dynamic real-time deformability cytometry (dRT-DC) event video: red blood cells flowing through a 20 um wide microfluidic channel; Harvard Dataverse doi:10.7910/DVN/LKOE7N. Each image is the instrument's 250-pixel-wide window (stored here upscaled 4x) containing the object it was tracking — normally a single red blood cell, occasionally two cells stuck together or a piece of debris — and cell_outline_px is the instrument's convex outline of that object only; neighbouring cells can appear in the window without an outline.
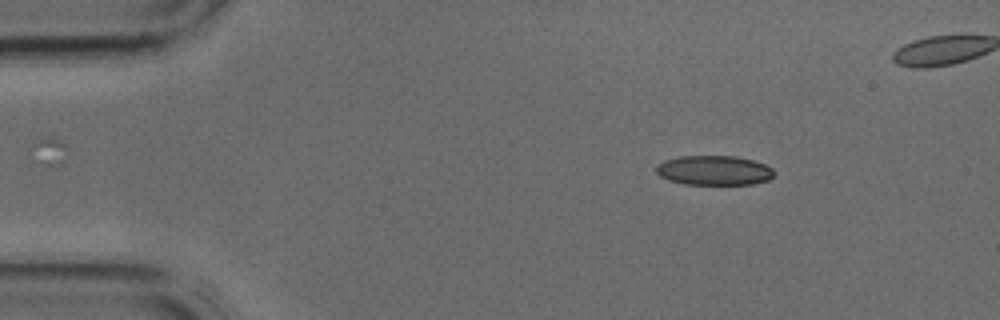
{"species": "common noctule bat (a hibernating species)", "species_latin": "Nyctalus noctula", "temperature_condition": "cold", "stored_images_in_passage": 32, "camera_frame_rate_fps": 3000, "um_per_image_px": 0.085, "animal": {"sex": "male", "body_mass_g": 17.9, "forearm_length_mm": 54.2}, "frame": {"image": 1, "passage_image": 1, "time_ms": 0.0, "image_size_px": [1000, 320], "cell_outline_px": [[776, 172], [768, 180], [752, 184], [684, 184], [668, 180], [660, 176], [656, 172], [656, 164], [664, 160], [680, 156], [736, 156], [752, 160], [764, 164], [772, 168]], "centroid_in_image_um": [60.67, 14.48], "position_along_channel_um": 24.3, "area_um2": 20.4}}
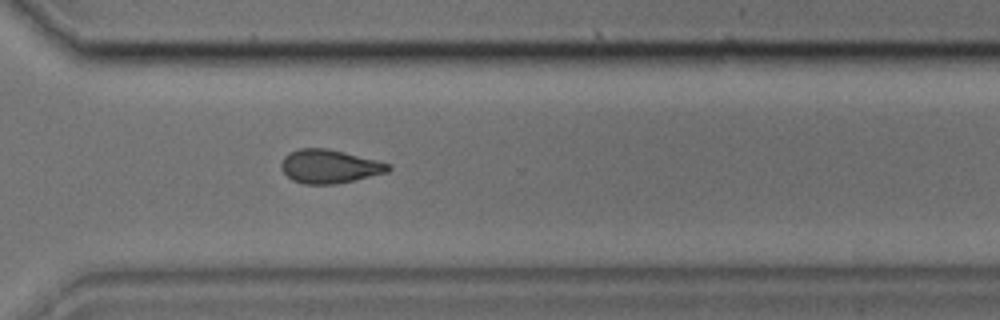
{"frame": {"image": 2, "passage_image": 25, "time_ms": 8.0, "image_size_px": [1000, 320], "cell_outline_px": [[392, 168], [388, 172], [336, 184], [304, 184], [292, 180], [280, 168], [280, 164], [284, 156], [288, 152], [300, 148], [328, 148], [392, 164]], "centroid_in_image_um": [27.99, 14.14], "position_along_channel_um": 342.6, "area_um2": 21.04}}
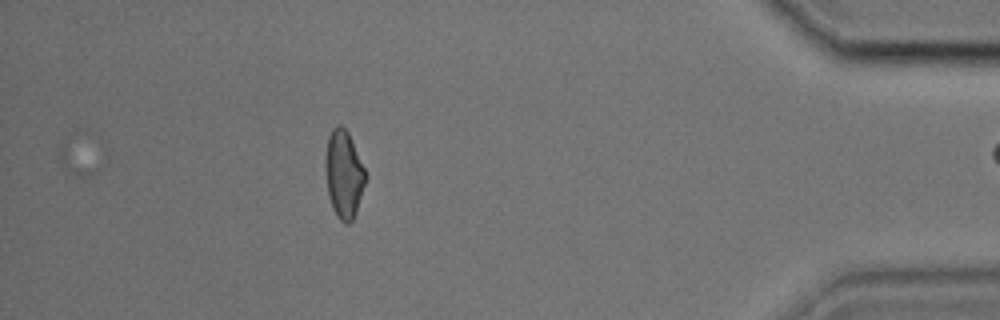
{"frame": {"image": 3, "passage_image": 32, "time_ms": 10.333, "image_size_px": [1000, 320], "cell_outline_px": [[368, 176], [356, 212], [352, 220], [348, 224], [344, 224], [336, 216], [332, 208], [328, 196], [324, 172], [324, 160], [328, 136], [332, 128], [336, 124], [340, 124], [348, 132]], "centroid_in_image_um": [29.2, 14.81], "position_along_channel_um": 406.0, "area_um2": 20.98}}